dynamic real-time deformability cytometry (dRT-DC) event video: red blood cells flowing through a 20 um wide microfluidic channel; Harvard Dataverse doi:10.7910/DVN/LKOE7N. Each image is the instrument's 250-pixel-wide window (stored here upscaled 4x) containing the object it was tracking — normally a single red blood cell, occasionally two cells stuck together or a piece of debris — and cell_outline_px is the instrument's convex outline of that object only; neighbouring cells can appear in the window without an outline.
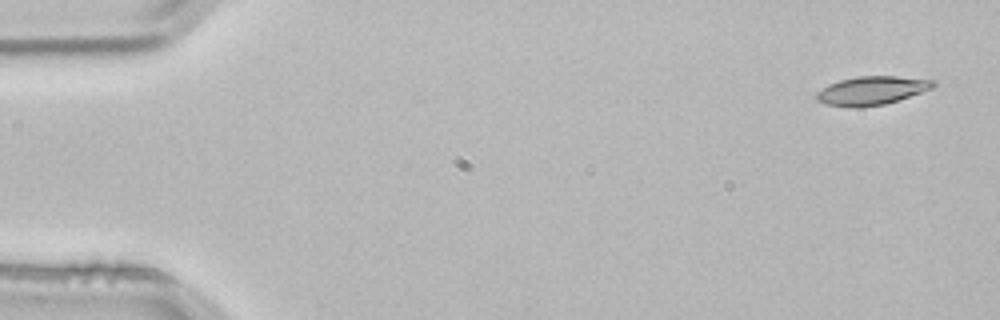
{"species": "common noctule bat (a hibernating species)", "species_latin": "Nyctalus noctula", "temperature_condition": "room temperature", "stored_images_in_passage": 3, "camera_frame_rate_fps": 3000, "um_per_image_px": 0.085, "animal": {"sex": "male", "body_mass_g": 21.5, "forearm_length_mm": 52.0}, "frame": {"image": 1, "passage_image": 1, "time_ms": 0.0, "image_size_px": [1000, 320], "cell_outline_px": [[936, 84], [932, 88], [884, 104], [860, 108], [856, 108], [824, 104], [816, 100], [816, 92], [828, 84], [840, 80], [856, 76], [896, 76], [936, 80]], "centroid_in_image_um": [74.05, 7.69], "position_along_channel_um": 11.0, "area_um2": 19.42}}
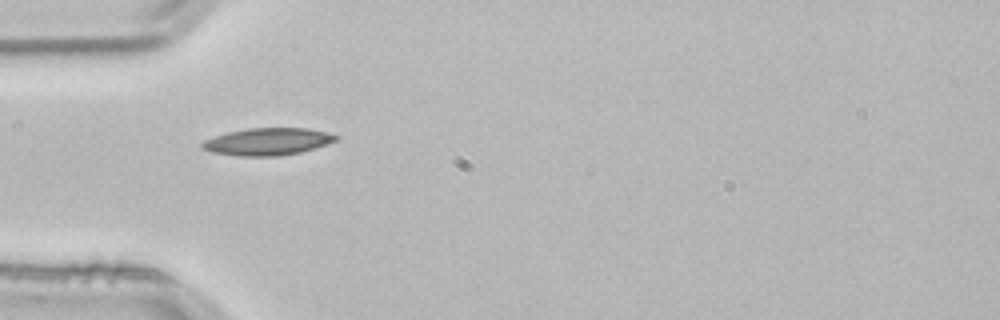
{"frame": {"image": 2, "passage_image": 3, "time_ms": 0.667, "image_size_px": [1000, 320], "cell_outline_px": [[340, 136], [336, 140], [316, 148], [300, 152], [280, 156], [240, 156], [212, 152], [200, 148], [200, 144], [204, 140], [228, 132], [248, 128], [308, 128]], "centroid_in_image_um": [22.73, 12.04], "position_along_channel_um": 62.3, "area_um2": 21.15}}